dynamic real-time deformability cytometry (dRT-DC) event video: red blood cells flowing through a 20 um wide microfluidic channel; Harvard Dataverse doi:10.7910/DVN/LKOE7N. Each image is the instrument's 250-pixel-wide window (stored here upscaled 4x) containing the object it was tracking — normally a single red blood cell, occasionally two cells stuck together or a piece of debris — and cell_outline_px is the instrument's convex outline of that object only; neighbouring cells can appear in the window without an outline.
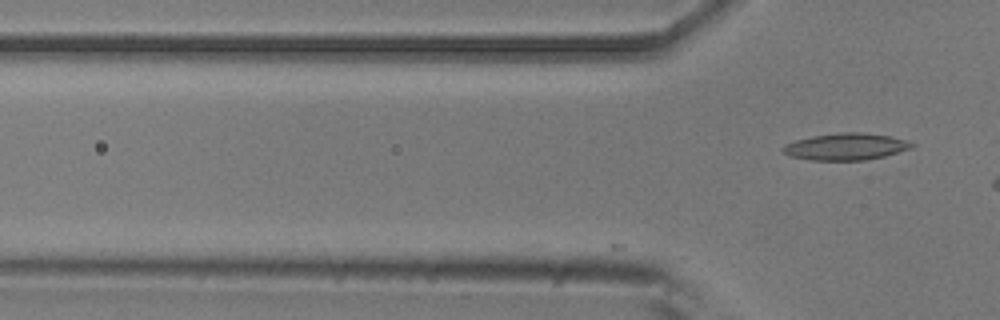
{"species": "common noctule bat (a hibernating species)", "species_latin": "Nyctalus noctula", "temperature_condition": "room temperature", "stored_images_in_passage": 7, "camera_frame_rate_fps": 3000, "um_per_image_px": 0.085, "animal": {"sex": "male", "body_mass_g": 20.5, "forearm_length_mm": 52.5}, "frame": {"image": 1, "passage_image": 7, "time_ms": 2.0, "image_size_px": [1000, 320], "cell_outline_px": [[916, 144], [912, 148], [884, 156], [864, 160], [812, 160], [792, 156], [784, 152], [780, 148], [784, 144], [796, 140], [812, 136], [840, 132], [860, 132], [888, 136], [904, 140]], "centroid_in_image_um": [71.88, 12.46], "position_along_channel_um": 53.9, "area_um2": 19.94}}